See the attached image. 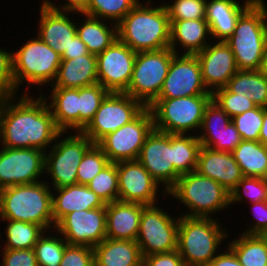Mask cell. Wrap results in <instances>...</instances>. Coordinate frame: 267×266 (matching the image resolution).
<instances>
[{
    "label": "cell",
    "instance_id": "cell-1",
    "mask_svg": "<svg viewBox=\"0 0 267 266\" xmlns=\"http://www.w3.org/2000/svg\"><path fill=\"white\" fill-rule=\"evenodd\" d=\"M27 93L18 102L15 96L0 98L1 146L36 148L46 152L62 131L56 126L47 105L48 98L41 93L35 99Z\"/></svg>",
    "mask_w": 267,
    "mask_h": 266
},
{
    "label": "cell",
    "instance_id": "cell-2",
    "mask_svg": "<svg viewBox=\"0 0 267 266\" xmlns=\"http://www.w3.org/2000/svg\"><path fill=\"white\" fill-rule=\"evenodd\" d=\"M151 1L143 2L146 5L139 1L117 24L118 39L135 52L170 47L171 24L166 7H152Z\"/></svg>",
    "mask_w": 267,
    "mask_h": 266
},
{
    "label": "cell",
    "instance_id": "cell-3",
    "mask_svg": "<svg viewBox=\"0 0 267 266\" xmlns=\"http://www.w3.org/2000/svg\"><path fill=\"white\" fill-rule=\"evenodd\" d=\"M49 185L38 181L1 189L0 219L38 224L46 231L55 229Z\"/></svg>",
    "mask_w": 267,
    "mask_h": 266
},
{
    "label": "cell",
    "instance_id": "cell-4",
    "mask_svg": "<svg viewBox=\"0 0 267 266\" xmlns=\"http://www.w3.org/2000/svg\"><path fill=\"white\" fill-rule=\"evenodd\" d=\"M238 70H261L267 43V7L255 0L239 17L234 33L225 41Z\"/></svg>",
    "mask_w": 267,
    "mask_h": 266
},
{
    "label": "cell",
    "instance_id": "cell-5",
    "mask_svg": "<svg viewBox=\"0 0 267 266\" xmlns=\"http://www.w3.org/2000/svg\"><path fill=\"white\" fill-rule=\"evenodd\" d=\"M178 217L177 251L185 266H207L227 239L228 231L213 217Z\"/></svg>",
    "mask_w": 267,
    "mask_h": 266
},
{
    "label": "cell",
    "instance_id": "cell-6",
    "mask_svg": "<svg viewBox=\"0 0 267 266\" xmlns=\"http://www.w3.org/2000/svg\"><path fill=\"white\" fill-rule=\"evenodd\" d=\"M167 195L176 198L191 211L182 214L188 217L212 218L219 210L230 206V192L218 182L196 171L180 175Z\"/></svg>",
    "mask_w": 267,
    "mask_h": 266
},
{
    "label": "cell",
    "instance_id": "cell-7",
    "mask_svg": "<svg viewBox=\"0 0 267 266\" xmlns=\"http://www.w3.org/2000/svg\"><path fill=\"white\" fill-rule=\"evenodd\" d=\"M19 48L12 53L15 94L26 81L28 86L39 85V90L42 84L45 86L51 82L49 86L52 85L58 74L61 55L38 36L27 40Z\"/></svg>",
    "mask_w": 267,
    "mask_h": 266
},
{
    "label": "cell",
    "instance_id": "cell-8",
    "mask_svg": "<svg viewBox=\"0 0 267 266\" xmlns=\"http://www.w3.org/2000/svg\"><path fill=\"white\" fill-rule=\"evenodd\" d=\"M212 95L180 98H157L150 106L154 129L168 134L189 135L201 128L206 107Z\"/></svg>",
    "mask_w": 267,
    "mask_h": 266
},
{
    "label": "cell",
    "instance_id": "cell-9",
    "mask_svg": "<svg viewBox=\"0 0 267 266\" xmlns=\"http://www.w3.org/2000/svg\"><path fill=\"white\" fill-rule=\"evenodd\" d=\"M174 55L170 47L137 52L131 81L125 94L149 107L159 96Z\"/></svg>",
    "mask_w": 267,
    "mask_h": 266
},
{
    "label": "cell",
    "instance_id": "cell-10",
    "mask_svg": "<svg viewBox=\"0 0 267 266\" xmlns=\"http://www.w3.org/2000/svg\"><path fill=\"white\" fill-rule=\"evenodd\" d=\"M73 132L65 138L63 135L68 132H61L51 149L45 152V173L52 178L50 186L53 189L77 184L78 166L85 152L94 144L82 132Z\"/></svg>",
    "mask_w": 267,
    "mask_h": 266
},
{
    "label": "cell",
    "instance_id": "cell-11",
    "mask_svg": "<svg viewBox=\"0 0 267 266\" xmlns=\"http://www.w3.org/2000/svg\"><path fill=\"white\" fill-rule=\"evenodd\" d=\"M153 129V114L149 107H145L133 120L107 134L97 145L110 162L137 160L147 136Z\"/></svg>",
    "mask_w": 267,
    "mask_h": 266
},
{
    "label": "cell",
    "instance_id": "cell-12",
    "mask_svg": "<svg viewBox=\"0 0 267 266\" xmlns=\"http://www.w3.org/2000/svg\"><path fill=\"white\" fill-rule=\"evenodd\" d=\"M179 218L156 205L142 210L136 242L142 257L177 250Z\"/></svg>",
    "mask_w": 267,
    "mask_h": 266
},
{
    "label": "cell",
    "instance_id": "cell-13",
    "mask_svg": "<svg viewBox=\"0 0 267 266\" xmlns=\"http://www.w3.org/2000/svg\"><path fill=\"white\" fill-rule=\"evenodd\" d=\"M145 106L125 93L109 92L90 123L81 131L94 144L133 120Z\"/></svg>",
    "mask_w": 267,
    "mask_h": 266
},
{
    "label": "cell",
    "instance_id": "cell-14",
    "mask_svg": "<svg viewBox=\"0 0 267 266\" xmlns=\"http://www.w3.org/2000/svg\"><path fill=\"white\" fill-rule=\"evenodd\" d=\"M137 160L159 185L164 186L163 196L167 195L180 177L173 167V134L153 129Z\"/></svg>",
    "mask_w": 267,
    "mask_h": 266
},
{
    "label": "cell",
    "instance_id": "cell-15",
    "mask_svg": "<svg viewBox=\"0 0 267 266\" xmlns=\"http://www.w3.org/2000/svg\"><path fill=\"white\" fill-rule=\"evenodd\" d=\"M45 152L36 148H0V190L40 181Z\"/></svg>",
    "mask_w": 267,
    "mask_h": 266
},
{
    "label": "cell",
    "instance_id": "cell-16",
    "mask_svg": "<svg viewBox=\"0 0 267 266\" xmlns=\"http://www.w3.org/2000/svg\"><path fill=\"white\" fill-rule=\"evenodd\" d=\"M136 54L117 38L96 55L98 83L108 92L125 93L131 81Z\"/></svg>",
    "mask_w": 267,
    "mask_h": 266
},
{
    "label": "cell",
    "instance_id": "cell-17",
    "mask_svg": "<svg viewBox=\"0 0 267 266\" xmlns=\"http://www.w3.org/2000/svg\"><path fill=\"white\" fill-rule=\"evenodd\" d=\"M55 229L69 245L94 248L106 238V205L70 212L56 224Z\"/></svg>",
    "mask_w": 267,
    "mask_h": 266
},
{
    "label": "cell",
    "instance_id": "cell-18",
    "mask_svg": "<svg viewBox=\"0 0 267 266\" xmlns=\"http://www.w3.org/2000/svg\"><path fill=\"white\" fill-rule=\"evenodd\" d=\"M212 95L205 87L196 55L175 54L158 98Z\"/></svg>",
    "mask_w": 267,
    "mask_h": 266
},
{
    "label": "cell",
    "instance_id": "cell-19",
    "mask_svg": "<svg viewBox=\"0 0 267 266\" xmlns=\"http://www.w3.org/2000/svg\"><path fill=\"white\" fill-rule=\"evenodd\" d=\"M119 196L123 202L157 205L159 184L138 160L117 162ZM158 193V194H157ZM157 199V200H156Z\"/></svg>",
    "mask_w": 267,
    "mask_h": 266
},
{
    "label": "cell",
    "instance_id": "cell-20",
    "mask_svg": "<svg viewBox=\"0 0 267 266\" xmlns=\"http://www.w3.org/2000/svg\"><path fill=\"white\" fill-rule=\"evenodd\" d=\"M195 55L200 63L203 83L211 93L226 87L238 71L234 54L225 41L209 43Z\"/></svg>",
    "mask_w": 267,
    "mask_h": 266
},
{
    "label": "cell",
    "instance_id": "cell-21",
    "mask_svg": "<svg viewBox=\"0 0 267 266\" xmlns=\"http://www.w3.org/2000/svg\"><path fill=\"white\" fill-rule=\"evenodd\" d=\"M195 171L218 182L229 192L243 178L231 152L215 151L204 146L200 148Z\"/></svg>",
    "mask_w": 267,
    "mask_h": 266
},
{
    "label": "cell",
    "instance_id": "cell-22",
    "mask_svg": "<svg viewBox=\"0 0 267 266\" xmlns=\"http://www.w3.org/2000/svg\"><path fill=\"white\" fill-rule=\"evenodd\" d=\"M40 21L37 36L62 55L71 44V39L77 34L76 23L67 17L68 11H57L40 6Z\"/></svg>",
    "mask_w": 267,
    "mask_h": 266
},
{
    "label": "cell",
    "instance_id": "cell-23",
    "mask_svg": "<svg viewBox=\"0 0 267 266\" xmlns=\"http://www.w3.org/2000/svg\"><path fill=\"white\" fill-rule=\"evenodd\" d=\"M145 205L123 201L106 204V238L136 241Z\"/></svg>",
    "mask_w": 267,
    "mask_h": 266
},
{
    "label": "cell",
    "instance_id": "cell-24",
    "mask_svg": "<svg viewBox=\"0 0 267 266\" xmlns=\"http://www.w3.org/2000/svg\"><path fill=\"white\" fill-rule=\"evenodd\" d=\"M245 1V2H244ZM209 0L206 3V17L210 35L218 41H226L233 33L240 15L255 1ZM244 3V4H243Z\"/></svg>",
    "mask_w": 267,
    "mask_h": 266
},
{
    "label": "cell",
    "instance_id": "cell-25",
    "mask_svg": "<svg viewBox=\"0 0 267 266\" xmlns=\"http://www.w3.org/2000/svg\"><path fill=\"white\" fill-rule=\"evenodd\" d=\"M53 190L58 192L52 194L53 221L55 225L65 215L75 210H88L106 205L95 192L83 184H74Z\"/></svg>",
    "mask_w": 267,
    "mask_h": 266
},
{
    "label": "cell",
    "instance_id": "cell-26",
    "mask_svg": "<svg viewBox=\"0 0 267 266\" xmlns=\"http://www.w3.org/2000/svg\"><path fill=\"white\" fill-rule=\"evenodd\" d=\"M98 83L96 55L87 54L74 59H61L52 88H82Z\"/></svg>",
    "mask_w": 267,
    "mask_h": 266
},
{
    "label": "cell",
    "instance_id": "cell-27",
    "mask_svg": "<svg viewBox=\"0 0 267 266\" xmlns=\"http://www.w3.org/2000/svg\"><path fill=\"white\" fill-rule=\"evenodd\" d=\"M169 21L171 24L170 48L175 54H178L176 46L179 43V45L186 50H184V54L195 55L201 52L210 43L207 42V40L210 41V39H212L210 38L208 22L205 19ZM208 36L209 39H207Z\"/></svg>",
    "mask_w": 267,
    "mask_h": 266
},
{
    "label": "cell",
    "instance_id": "cell-28",
    "mask_svg": "<svg viewBox=\"0 0 267 266\" xmlns=\"http://www.w3.org/2000/svg\"><path fill=\"white\" fill-rule=\"evenodd\" d=\"M95 266H142L140 247L133 240L105 238L94 248Z\"/></svg>",
    "mask_w": 267,
    "mask_h": 266
},
{
    "label": "cell",
    "instance_id": "cell-29",
    "mask_svg": "<svg viewBox=\"0 0 267 266\" xmlns=\"http://www.w3.org/2000/svg\"><path fill=\"white\" fill-rule=\"evenodd\" d=\"M51 92V101L47 105L56 126L62 132H79V89L52 88Z\"/></svg>",
    "mask_w": 267,
    "mask_h": 266
},
{
    "label": "cell",
    "instance_id": "cell-30",
    "mask_svg": "<svg viewBox=\"0 0 267 266\" xmlns=\"http://www.w3.org/2000/svg\"><path fill=\"white\" fill-rule=\"evenodd\" d=\"M86 18L76 23L77 35L87 46L89 53L98 55L107 49L117 38V24L107 25L106 20L83 14ZM110 26V27H109Z\"/></svg>",
    "mask_w": 267,
    "mask_h": 266
},
{
    "label": "cell",
    "instance_id": "cell-31",
    "mask_svg": "<svg viewBox=\"0 0 267 266\" xmlns=\"http://www.w3.org/2000/svg\"><path fill=\"white\" fill-rule=\"evenodd\" d=\"M231 153L243 177L267 179V146L260 141L242 140Z\"/></svg>",
    "mask_w": 267,
    "mask_h": 266
},
{
    "label": "cell",
    "instance_id": "cell-32",
    "mask_svg": "<svg viewBox=\"0 0 267 266\" xmlns=\"http://www.w3.org/2000/svg\"><path fill=\"white\" fill-rule=\"evenodd\" d=\"M226 88L232 93L249 95L256 106L267 107V75L262 70H238Z\"/></svg>",
    "mask_w": 267,
    "mask_h": 266
},
{
    "label": "cell",
    "instance_id": "cell-33",
    "mask_svg": "<svg viewBox=\"0 0 267 266\" xmlns=\"http://www.w3.org/2000/svg\"><path fill=\"white\" fill-rule=\"evenodd\" d=\"M238 238L231 240L227 246L242 266H267V235L242 233Z\"/></svg>",
    "mask_w": 267,
    "mask_h": 266
},
{
    "label": "cell",
    "instance_id": "cell-34",
    "mask_svg": "<svg viewBox=\"0 0 267 266\" xmlns=\"http://www.w3.org/2000/svg\"><path fill=\"white\" fill-rule=\"evenodd\" d=\"M200 148L196 134H173V167L180 175L196 170Z\"/></svg>",
    "mask_w": 267,
    "mask_h": 266
},
{
    "label": "cell",
    "instance_id": "cell-35",
    "mask_svg": "<svg viewBox=\"0 0 267 266\" xmlns=\"http://www.w3.org/2000/svg\"><path fill=\"white\" fill-rule=\"evenodd\" d=\"M7 222L6 226V242L3 249H34L38 239L46 231L38 224L3 220Z\"/></svg>",
    "mask_w": 267,
    "mask_h": 266
},
{
    "label": "cell",
    "instance_id": "cell-36",
    "mask_svg": "<svg viewBox=\"0 0 267 266\" xmlns=\"http://www.w3.org/2000/svg\"><path fill=\"white\" fill-rule=\"evenodd\" d=\"M139 0H87L86 14L118 24L137 4Z\"/></svg>",
    "mask_w": 267,
    "mask_h": 266
},
{
    "label": "cell",
    "instance_id": "cell-37",
    "mask_svg": "<svg viewBox=\"0 0 267 266\" xmlns=\"http://www.w3.org/2000/svg\"><path fill=\"white\" fill-rule=\"evenodd\" d=\"M86 186L105 204L117 201L119 196L117 164L110 162Z\"/></svg>",
    "mask_w": 267,
    "mask_h": 266
},
{
    "label": "cell",
    "instance_id": "cell-38",
    "mask_svg": "<svg viewBox=\"0 0 267 266\" xmlns=\"http://www.w3.org/2000/svg\"><path fill=\"white\" fill-rule=\"evenodd\" d=\"M44 234L34 246L38 266H59L68 243L62 236ZM51 235V236H50Z\"/></svg>",
    "mask_w": 267,
    "mask_h": 266
},
{
    "label": "cell",
    "instance_id": "cell-39",
    "mask_svg": "<svg viewBox=\"0 0 267 266\" xmlns=\"http://www.w3.org/2000/svg\"><path fill=\"white\" fill-rule=\"evenodd\" d=\"M108 93L99 83L79 88V132L93 119Z\"/></svg>",
    "mask_w": 267,
    "mask_h": 266
},
{
    "label": "cell",
    "instance_id": "cell-40",
    "mask_svg": "<svg viewBox=\"0 0 267 266\" xmlns=\"http://www.w3.org/2000/svg\"><path fill=\"white\" fill-rule=\"evenodd\" d=\"M244 196L250 200L249 203L267 201V179L243 177L230 192V205L243 202Z\"/></svg>",
    "mask_w": 267,
    "mask_h": 266
},
{
    "label": "cell",
    "instance_id": "cell-41",
    "mask_svg": "<svg viewBox=\"0 0 267 266\" xmlns=\"http://www.w3.org/2000/svg\"><path fill=\"white\" fill-rule=\"evenodd\" d=\"M110 161L103 150L93 144L83 155L77 169V184L89 183Z\"/></svg>",
    "mask_w": 267,
    "mask_h": 266
},
{
    "label": "cell",
    "instance_id": "cell-42",
    "mask_svg": "<svg viewBox=\"0 0 267 266\" xmlns=\"http://www.w3.org/2000/svg\"><path fill=\"white\" fill-rule=\"evenodd\" d=\"M212 100L218 104L232 119L233 117L256 107L249 95L230 92L226 87L215 90Z\"/></svg>",
    "mask_w": 267,
    "mask_h": 266
},
{
    "label": "cell",
    "instance_id": "cell-43",
    "mask_svg": "<svg viewBox=\"0 0 267 266\" xmlns=\"http://www.w3.org/2000/svg\"><path fill=\"white\" fill-rule=\"evenodd\" d=\"M197 138L201 146L223 152H232L242 141L232 121L220 134H199Z\"/></svg>",
    "mask_w": 267,
    "mask_h": 266
},
{
    "label": "cell",
    "instance_id": "cell-44",
    "mask_svg": "<svg viewBox=\"0 0 267 266\" xmlns=\"http://www.w3.org/2000/svg\"><path fill=\"white\" fill-rule=\"evenodd\" d=\"M264 108L256 106L232 118L242 140L259 141Z\"/></svg>",
    "mask_w": 267,
    "mask_h": 266
},
{
    "label": "cell",
    "instance_id": "cell-45",
    "mask_svg": "<svg viewBox=\"0 0 267 266\" xmlns=\"http://www.w3.org/2000/svg\"><path fill=\"white\" fill-rule=\"evenodd\" d=\"M164 4L169 20L205 19L207 0H175Z\"/></svg>",
    "mask_w": 267,
    "mask_h": 266
},
{
    "label": "cell",
    "instance_id": "cell-46",
    "mask_svg": "<svg viewBox=\"0 0 267 266\" xmlns=\"http://www.w3.org/2000/svg\"><path fill=\"white\" fill-rule=\"evenodd\" d=\"M231 121L230 116L211 100L205 109L199 134H220Z\"/></svg>",
    "mask_w": 267,
    "mask_h": 266
},
{
    "label": "cell",
    "instance_id": "cell-47",
    "mask_svg": "<svg viewBox=\"0 0 267 266\" xmlns=\"http://www.w3.org/2000/svg\"><path fill=\"white\" fill-rule=\"evenodd\" d=\"M59 266H95L94 249L84 245H67Z\"/></svg>",
    "mask_w": 267,
    "mask_h": 266
},
{
    "label": "cell",
    "instance_id": "cell-48",
    "mask_svg": "<svg viewBox=\"0 0 267 266\" xmlns=\"http://www.w3.org/2000/svg\"><path fill=\"white\" fill-rule=\"evenodd\" d=\"M12 53L0 48V98L16 96Z\"/></svg>",
    "mask_w": 267,
    "mask_h": 266
},
{
    "label": "cell",
    "instance_id": "cell-49",
    "mask_svg": "<svg viewBox=\"0 0 267 266\" xmlns=\"http://www.w3.org/2000/svg\"><path fill=\"white\" fill-rule=\"evenodd\" d=\"M0 266H38L34 249H4Z\"/></svg>",
    "mask_w": 267,
    "mask_h": 266
},
{
    "label": "cell",
    "instance_id": "cell-50",
    "mask_svg": "<svg viewBox=\"0 0 267 266\" xmlns=\"http://www.w3.org/2000/svg\"><path fill=\"white\" fill-rule=\"evenodd\" d=\"M250 205L252 207L251 209L254 210V216L252 215V217L255 218V222L250 224V227L242 233L249 235H267V201L250 203Z\"/></svg>",
    "mask_w": 267,
    "mask_h": 266
},
{
    "label": "cell",
    "instance_id": "cell-51",
    "mask_svg": "<svg viewBox=\"0 0 267 266\" xmlns=\"http://www.w3.org/2000/svg\"><path fill=\"white\" fill-rule=\"evenodd\" d=\"M142 266H185L177 250L143 257Z\"/></svg>",
    "mask_w": 267,
    "mask_h": 266
},
{
    "label": "cell",
    "instance_id": "cell-52",
    "mask_svg": "<svg viewBox=\"0 0 267 266\" xmlns=\"http://www.w3.org/2000/svg\"><path fill=\"white\" fill-rule=\"evenodd\" d=\"M87 0H66V3L62 6L56 5L55 3H52L50 0H43L42 5L45 7H48L53 10L57 11H68L69 13H72V15L75 13L79 15V13H82L85 9ZM58 6V7H57Z\"/></svg>",
    "mask_w": 267,
    "mask_h": 266
},
{
    "label": "cell",
    "instance_id": "cell-53",
    "mask_svg": "<svg viewBox=\"0 0 267 266\" xmlns=\"http://www.w3.org/2000/svg\"><path fill=\"white\" fill-rule=\"evenodd\" d=\"M87 54H89L87 46L76 34L73 39H71V44L69 45L68 49L64 50L63 54L61 55V59H74Z\"/></svg>",
    "mask_w": 267,
    "mask_h": 266
},
{
    "label": "cell",
    "instance_id": "cell-54",
    "mask_svg": "<svg viewBox=\"0 0 267 266\" xmlns=\"http://www.w3.org/2000/svg\"><path fill=\"white\" fill-rule=\"evenodd\" d=\"M226 248L225 253L217 254L207 266H242L235 253L229 247Z\"/></svg>",
    "mask_w": 267,
    "mask_h": 266
},
{
    "label": "cell",
    "instance_id": "cell-55",
    "mask_svg": "<svg viewBox=\"0 0 267 266\" xmlns=\"http://www.w3.org/2000/svg\"><path fill=\"white\" fill-rule=\"evenodd\" d=\"M259 141L267 146V107L264 108V118H263V124L261 127L260 135H259Z\"/></svg>",
    "mask_w": 267,
    "mask_h": 266
},
{
    "label": "cell",
    "instance_id": "cell-56",
    "mask_svg": "<svg viewBox=\"0 0 267 266\" xmlns=\"http://www.w3.org/2000/svg\"><path fill=\"white\" fill-rule=\"evenodd\" d=\"M261 70L267 75V43L265 47L264 61H263V66Z\"/></svg>",
    "mask_w": 267,
    "mask_h": 266
}]
</instances>
